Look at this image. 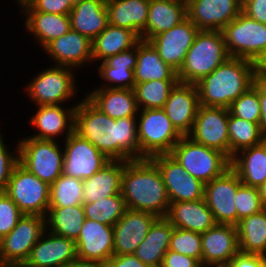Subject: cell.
Masks as SVG:
<instances>
[{
  "label": "cell",
  "mask_w": 266,
  "mask_h": 267,
  "mask_svg": "<svg viewBox=\"0 0 266 267\" xmlns=\"http://www.w3.org/2000/svg\"><path fill=\"white\" fill-rule=\"evenodd\" d=\"M163 267H202L194 258L168 250L164 255Z\"/></svg>",
  "instance_id": "50"
},
{
  "label": "cell",
  "mask_w": 266,
  "mask_h": 267,
  "mask_svg": "<svg viewBox=\"0 0 266 267\" xmlns=\"http://www.w3.org/2000/svg\"><path fill=\"white\" fill-rule=\"evenodd\" d=\"M226 50L230 57L254 61L266 48V24L241 12L222 29Z\"/></svg>",
  "instance_id": "10"
},
{
  "label": "cell",
  "mask_w": 266,
  "mask_h": 267,
  "mask_svg": "<svg viewBox=\"0 0 266 267\" xmlns=\"http://www.w3.org/2000/svg\"><path fill=\"white\" fill-rule=\"evenodd\" d=\"M24 214L5 193L0 192V240L8 235Z\"/></svg>",
  "instance_id": "46"
},
{
  "label": "cell",
  "mask_w": 266,
  "mask_h": 267,
  "mask_svg": "<svg viewBox=\"0 0 266 267\" xmlns=\"http://www.w3.org/2000/svg\"><path fill=\"white\" fill-rule=\"evenodd\" d=\"M242 184L258 188L266 180V141L243 149L231 159Z\"/></svg>",
  "instance_id": "33"
},
{
  "label": "cell",
  "mask_w": 266,
  "mask_h": 267,
  "mask_svg": "<svg viewBox=\"0 0 266 267\" xmlns=\"http://www.w3.org/2000/svg\"><path fill=\"white\" fill-rule=\"evenodd\" d=\"M157 218L150 212L127 209L113 226L114 255L134 254Z\"/></svg>",
  "instance_id": "22"
},
{
  "label": "cell",
  "mask_w": 266,
  "mask_h": 267,
  "mask_svg": "<svg viewBox=\"0 0 266 267\" xmlns=\"http://www.w3.org/2000/svg\"><path fill=\"white\" fill-rule=\"evenodd\" d=\"M67 267H105L104 263L97 261H87L81 259H75Z\"/></svg>",
  "instance_id": "55"
},
{
  "label": "cell",
  "mask_w": 266,
  "mask_h": 267,
  "mask_svg": "<svg viewBox=\"0 0 266 267\" xmlns=\"http://www.w3.org/2000/svg\"><path fill=\"white\" fill-rule=\"evenodd\" d=\"M136 62L137 44L128 50L108 57L98 66L99 73L97 74L104 82L97 88L133 89Z\"/></svg>",
  "instance_id": "25"
},
{
  "label": "cell",
  "mask_w": 266,
  "mask_h": 267,
  "mask_svg": "<svg viewBox=\"0 0 266 267\" xmlns=\"http://www.w3.org/2000/svg\"><path fill=\"white\" fill-rule=\"evenodd\" d=\"M121 195L127 209L166 217L170 201L162 175L149 158L126 161L121 179Z\"/></svg>",
  "instance_id": "2"
},
{
  "label": "cell",
  "mask_w": 266,
  "mask_h": 267,
  "mask_svg": "<svg viewBox=\"0 0 266 267\" xmlns=\"http://www.w3.org/2000/svg\"><path fill=\"white\" fill-rule=\"evenodd\" d=\"M229 57L222 31L199 30L177 73L178 82L196 84Z\"/></svg>",
  "instance_id": "4"
},
{
  "label": "cell",
  "mask_w": 266,
  "mask_h": 267,
  "mask_svg": "<svg viewBox=\"0 0 266 267\" xmlns=\"http://www.w3.org/2000/svg\"><path fill=\"white\" fill-rule=\"evenodd\" d=\"M85 220L83 205L49 207L45 216L46 230L76 241Z\"/></svg>",
  "instance_id": "38"
},
{
  "label": "cell",
  "mask_w": 266,
  "mask_h": 267,
  "mask_svg": "<svg viewBox=\"0 0 266 267\" xmlns=\"http://www.w3.org/2000/svg\"><path fill=\"white\" fill-rule=\"evenodd\" d=\"M229 108L200 105L191 133L194 142L221 151L230 159Z\"/></svg>",
  "instance_id": "12"
},
{
  "label": "cell",
  "mask_w": 266,
  "mask_h": 267,
  "mask_svg": "<svg viewBox=\"0 0 266 267\" xmlns=\"http://www.w3.org/2000/svg\"><path fill=\"white\" fill-rule=\"evenodd\" d=\"M173 228L165 217H158L134 255L148 267L161 266L164 255L169 250Z\"/></svg>",
  "instance_id": "32"
},
{
  "label": "cell",
  "mask_w": 266,
  "mask_h": 267,
  "mask_svg": "<svg viewBox=\"0 0 266 267\" xmlns=\"http://www.w3.org/2000/svg\"><path fill=\"white\" fill-rule=\"evenodd\" d=\"M83 209L85 219L114 226L127 211V206L122 195L117 194L97 202L84 203Z\"/></svg>",
  "instance_id": "42"
},
{
  "label": "cell",
  "mask_w": 266,
  "mask_h": 267,
  "mask_svg": "<svg viewBox=\"0 0 266 267\" xmlns=\"http://www.w3.org/2000/svg\"><path fill=\"white\" fill-rule=\"evenodd\" d=\"M105 267H148L134 254L113 255L106 262Z\"/></svg>",
  "instance_id": "52"
},
{
  "label": "cell",
  "mask_w": 266,
  "mask_h": 267,
  "mask_svg": "<svg viewBox=\"0 0 266 267\" xmlns=\"http://www.w3.org/2000/svg\"><path fill=\"white\" fill-rule=\"evenodd\" d=\"M136 118H139L137 119L139 159L170 154L172 148L183 137L163 109H141Z\"/></svg>",
  "instance_id": "6"
},
{
  "label": "cell",
  "mask_w": 266,
  "mask_h": 267,
  "mask_svg": "<svg viewBox=\"0 0 266 267\" xmlns=\"http://www.w3.org/2000/svg\"><path fill=\"white\" fill-rule=\"evenodd\" d=\"M169 250L196 259L202 265L201 233L173 228Z\"/></svg>",
  "instance_id": "43"
},
{
  "label": "cell",
  "mask_w": 266,
  "mask_h": 267,
  "mask_svg": "<svg viewBox=\"0 0 266 267\" xmlns=\"http://www.w3.org/2000/svg\"><path fill=\"white\" fill-rule=\"evenodd\" d=\"M43 50L56 63L53 65L82 69L87 62L93 63L92 41L72 29L48 43Z\"/></svg>",
  "instance_id": "23"
},
{
  "label": "cell",
  "mask_w": 266,
  "mask_h": 267,
  "mask_svg": "<svg viewBox=\"0 0 266 267\" xmlns=\"http://www.w3.org/2000/svg\"><path fill=\"white\" fill-rule=\"evenodd\" d=\"M253 68L256 78L266 79V48L253 61Z\"/></svg>",
  "instance_id": "54"
},
{
  "label": "cell",
  "mask_w": 266,
  "mask_h": 267,
  "mask_svg": "<svg viewBox=\"0 0 266 267\" xmlns=\"http://www.w3.org/2000/svg\"><path fill=\"white\" fill-rule=\"evenodd\" d=\"M62 174L80 180L91 178L110 160L88 140L73 132L65 140Z\"/></svg>",
  "instance_id": "13"
},
{
  "label": "cell",
  "mask_w": 266,
  "mask_h": 267,
  "mask_svg": "<svg viewBox=\"0 0 266 267\" xmlns=\"http://www.w3.org/2000/svg\"><path fill=\"white\" fill-rule=\"evenodd\" d=\"M170 155L191 176L204 184L221 176L231 167V160L221 151L194 142L183 136L172 148Z\"/></svg>",
  "instance_id": "5"
},
{
  "label": "cell",
  "mask_w": 266,
  "mask_h": 267,
  "mask_svg": "<svg viewBox=\"0 0 266 267\" xmlns=\"http://www.w3.org/2000/svg\"><path fill=\"white\" fill-rule=\"evenodd\" d=\"M186 12L199 30L222 31L242 9L239 0H186Z\"/></svg>",
  "instance_id": "17"
},
{
  "label": "cell",
  "mask_w": 266,
  "mask_h": 267,
  "mask_svg": "<svg viewBox=\"0 0 266 267\" xmlns=\"http://www.w3.org/2000/svg\"><path fill=\"white\" fill-rule=\"evenodd\" d=\"M76 104L68 109L62 105H41L37 106L35 114L29 118L31 126H34L39 133L35 132L32 138L41 140H56V137L63 136L66 139L74 132Z\"/></svg>",
  "instance_id": "24"
},
{
  "label": "cell",
  "mask_w": 266,
  "mask_h": 267,
  "mask_svg": "<svg viewBox=\"0 0 266 267\" xmlns=\"http://www.w3.org/2000/svg\"><path fill=\"white\" fill-rule=\"evenodd\" d=\"M16 1L15 3L19 4V7H23L24 5L29 4L32 0H14Z\"/></svg>",
  "instance_id": "57"
},
{
  "label": "cell",
  "mask_w": 266,
  "mask_h": 267,
  "mask_svg": "<svg viewBox=\"0 0 266 267\" xmlns=\"http://www.w3.org/2000/svg\"><path fill=\"white\" fill-rule=\"evenodd\" d=\"M5 193L24 215L46 216L50 185L28 172L19 163L12 171Z\"/></svg>",
  "instance_id": "9"
},
{
  "label": "cell",
  "mask_w": 266,
  "mask_h": 267,
  "mask_svg": "<svg viewBox=\"0 0 266 267\" xmlns=\"http://www.w3.org/2000/svg\"><path fill=\"white\" fill-rule=\"evenodd\" d=\"M72 8L68 0H32L21 7L20 11L69 15Z\"/></svg>",
  "instance_id": "48"
},
{
  "label": "cell",
  "mask_w": 266,
  "mask_h": 267,
  "mask_svg": "<svg viewBox=\"0 0 266 267\" xmlns=\"http://www.w3.org/2000/svg\"><path fill=\"white\" fill-rule=\"evenodd\" d=\"M178 80H152L135 83L133 91L139 110L163 109L171 89Z\"/></svg>",
  "instance_id": "40"
},
{
  "label": "cell",
  "mask_w": 266,
  "mask_h": 267,
  "mask_svg": "<svg viewBox=\"0 0 266 267\" xmlns=\"http://www.w3.org/2000/svg\"><path fill=\"white\" fill-rule=\"evenodd\" d=\"M1 132V131H0ZM7 144L0 133V192H5L8 181L11 177L14 167L19 163L18 143L15 147V154L8 151Z\"/></svg>",
  "instance_id": "47"
},
{
  "label": "cell",
  "mask_w": 266,
  "mask_h": 267,
  "mask_svg": "<svg viewBox=\"0 0 266 267\" xmlns=\"http://www.w3.org/2000/svg\"><path fill=\"white\" fill-rule=\"evenodd\" d=\"M126 161L110 160L91 178L83 180V204L121 194V179Z\"/></svg>",
  "instance_id": "29"
},
{
  "label": "cell",
  "mask_w": 266,
  "mask_h": 267,
  "mask_svg": "<svg viewBox=\"0 0 266 267\" xmlns=\"http://www.w3.org/2000/svg\"><path fill=\"white\" fill-rule=\"evenodd\" d=\"M229 111L237 118L259 123L261 106L258 91L251 86L245 93L232 102Z\"/></svg>",
  "instance_id": "44"
},
{
  "label": "cell",
  "mask_w": 266,
  "mask_h": 267,
  "mask_svg": "<svg viewBox=\"0 0 266 267\" xmlns=\"http://www.w3.org/2000/svg\"><path fill=\"white\" fill-rule=\"evenodd\" d=\"M165 218L176 228L199 233L216 224L204 199L170 203Z\"/></svg>",
  "instance_id": "26"
},
{
  "label": "cell",
  "mask_w": 266,
  "mask_h": 267,
  "mask_svg": "<svg viewBox=\"0 0 266 267\" xmlns=\"http://www.w3.org/2000/svg\"><path fill=\"white\" fill-rule=\"evenodd\" d=\"M200 106L196 84L177 82L171 89L163 110L182 136H188L193 128Z\"/></svg>",
  "instance_id": "20"
},
{
  "label": "cell",
  "mask_w": 266,
  "mask_h": 267,
  "mask_svg": "<svg viewBox=\"0 0 266 267\" xmlns=\"http://www.w3.org/2000/svg\"><path fill=\"white\" fill-rule=\"evenodd\" d=\"M140 40L134 31L108 24L92 41V60L102 62L134 47Z\"/></svg>",
  "instance_id": "36"
},
{
  "label": "cell",
  "mask_w": 266,
  "mask_h": 267,
  "mask_svg": "<svg viewBox=\"0 0 266 267\" xmlns=\"http://www.w3.org/2000/svg\"><path fill=\"white\" fill-rule=\"evenodd\" d=\"M83 205V180L61 174L51 185L49 207Z\"/></svg>",
  "instance_id": "41"
},
{
  "label": "cell",
  "mask_w": 266,
  "mask_h": 267,
  "mask_svg": "<svg viewBox=\"0 0 266 267\" xmlns=\"http://www.w3.org/2000/svg\"><path fill=\"white\" fill-rule=\"evenodd\" d=\"M86 97L112 119L137 117L139 112L133 89L95 88Z\"/></svg>",
  "instance_id": "27"
},
{
  "label": "cell",
  "mask_w": 266,
  "mask_h": 267,
  "mask_svg": "<svg viewBox=\"0 0 266 267\" xmlns=\"http://www.w3.org/2000/svg\"><path fill=\"white\" fill-rule=\"evenodd\" d=\"M255 79L252 61L229 57L196 83L200 105L229 108L253 85Z\"/></svg>",
  "instance_id": "3"
},
{
  "label": "cell",
  "mask_w": 266,
  "mask_h": 267,
  "mask_svg": "<svg viewBox=\"0 0 266 267\" xmlns=\"http://www.w3.org/2000/svg\"><path fill=\"white\" fill-rule=\"evenodd\" d=\"M74 132L88 140L109 160L139 159L137 118L112 119L86 96L75 110Z\"/></svg>",
  "instance_id": "1"
},
{
  "label": "cell",
  "mask_w": 266,
  "mask_h": 267,
  "mask_svg": "<svg viewBox=\"0 0 266 267\" xmlns=\"http://www.w3.org/2000/svg\"><path fill=\"white\" fill-rule=\"evenodd\" d=\"M252 86L258 91L259 94L261 106L259 127L262 138L266 141V79L256 78Z\"/></svg>",
  "instance_id": "51"
},
{
  "label": "cell",
  "mask_w": 266,
  "mask_h": 267,
  "mask_svg": "<svg viewBox=\"0 0 266 267\" xmlns=\"http://www.w3.org/2000/svg\"><path fill=\"white\" fill-rule=\"evenodd\" d=\"M77 258L75 241L45 230L22 267H67Z\"/></svg>",
  "instance_id": "19"
},
{
  "label": "cell",
  "mask_w": 266,
  "mask_h": 267,
  "mask_svg": "<svg viewBox=\"0 0 266 267\" xmlns=\"http://www.w3.org/2000/svg\"><path fill=\"white\" fill-rule=\"evenodd\" d=\"M69 18L72 30L93 41L109 24L106 0H82Z\"/></svg>",
  "instance_id": "30"
},
{
  "label": "cell",
  "mask_w": 266,
  "mask_h": 267,
  "mask_svg": "<svg viewBox=\"0 0 266 267\" xmlns=\"http://www.w3.org/2000/svg\"><path fill=\"white\" fill-rule=\"evenodd\" d=\"M228 131L230 139V160L239 151L260 144L263 141L259 123L237 118L230 111Z\"/></svg>",
  "instance_id": "39"
},
{
  "label": "cell",
  "mask_w": 266,
  "mask_h": 267,
  "mask_svg": "<svg viewBox=\"0 0 266 267\" xmlns=\"http://www.w3.org/2000/svg\"><path fill=\"white\" fill-rule=\"evenodd\" d=\"M187 17L184 0H150L146 29L141 40L149 41L159 33L167 31Z\"/></svg>",
  "instance_id": "28"
},
{
  "label": "cell",
  "mask_w": 266,
  "mask_h": 267,
  "mask_svg": "<svg viewBox=\"0 0 266 267\" xmlns=\"http://www.w3.org/2000/svg\"><path fill=\"white\" fill-rule=\"evenodd\" d=\"M72 7L78 5L82 0H68Z\"/></svg>",
  "instance_id": "59"
},
{
  "label": "cell",
  "mask_w": 266,
  "mask_h": 267,
  "mask_svg": "<svg viewBox=\"0 0 266 267\" xmlns=\"http://www.w3.org/2000/svg\"><path fill=\"white\" fill-rule=\"evenodd\" d=\"M263 208L266 209V180L258 187Z\"/></svg>",
  "instance_id": "56"
},
{
  "label": "cell",
  "mask_w": 266,
  "mask_h": 267,
  "mask_svg": "<svg viewBox=\"0 0 266 267\" xmlns=\"http://www.w3.org/2000/svg\"><path fill=\"white\" fill-rule=\"evenodd\" d=\"M150 0H106L109 24L134 31L141 39Z\"/></svg>",
  "instance_id": "31"
},
{
  "label": "cell",
  "mask_w": 266,
  "mask_h": 267,
  "mask_svg": "<svg viewBox=\"0 0 266 267\" xmlns=\"http://www.w3.org/2000/svg\"><path fill=\"white\" fill-rule=\"evenodd\" d=\"M198 32V27L186 17L173 28L150 39L149 42L161 59L178 73Z\"/></svg>",
  "instance_id": "16"
},
{
  "label": "cell",
  "mask_w": 266,
  "mask_h": 267,
  "mask_svg": "<svg viewBox=\"0 0 266 267\" xmlns=\"http://www.w3.org/2000/svg\"><path fill=\"white\" fill-rule=\"evenodd\" d=\"M241 185L239 176L231 167L205 184L203 199L212 211L216 224L237 225L235 196Z\"/></svg>",
  "instance_id": "14"
},
{
  "label": "cell",
  "mask_w": 266,
  "mask_h": 267,
  "mask_svg": "<svg viewBox=\"0 0 266 267\" xmlns=\"http://www.w3.org/2000/svg\"><path fill=\"white\" fill-rule=\"evenodd\" d=\"M242 12L251 19L266 24V0H256L248 3Z\"/></svg>",
  "instance_id": "53"
},
{
  "label": "cell",
  "mask_w": 266,
  "mask_h": 267,
  "mask_svg": "<svg viewBox=\"0 0 266 267\" xmlns=\"http://www.w3.org/2000/svg\"><path fill=\"white\" fill-rule=\"evenodd\" d=\"M235 206L237 210V224L243 218L261 212L264 208L258 188L242 184L236 192Z\"/></svg>",
  "instance_id": "45"
},
{
  "label": "cell",
  "mask_w": 266,
  "mask_h": 267,
  "mask_svg": "<svg viewBox=\"0 0 266 267\" xmlns=\"http://www.w3.org/2000/svg\"><path fill=\"white\" fill-rule=\"evenodd\" d=\"M45 230V217L24 215L14 229L0 240V264L23 265Z\"/></svg>",
  "instance_id": "11"
},
{
  "label": "cell",
  "mask_w": 266,
  "mask_h": 267,
  "mask_svg": "<svg viewBox=\"0 0 266 267\" xmlns=\"http://www.w3.org/2000/svg\"><path fill=\"white\" fill-rule=\"evenodd\" d=\"M225 267H266V256L238 252Z\"/></svg>",
  "instance_id": "49"
},
{
  "label": "cell",
  "mask_w": 266,
  "mask_h": 267,
  "mask_svg": "<svg viewBox=\"0 0 266 267\" xmlns=\"http://www.w3.org/2000/svg\"><path fill=\"white\" fill-rule=\"evenodd\" d=\"M252 1H256V0H239V4L241 9H243L248 3L252 2Z\"/></svg>",
  "instance_id": "58"
},
{
  "label": "cell",
  "mask_w": 266,
  "mask_h": 267,
  "mask_svg": "<svg viewBox=\"0 0 266 267\" xmlns=\"http://www.w3.org/2000/svg\"><path fill=\"white\" fill-rule=\"evenodd\" d=\"M0 267H22V265H1Z\"/></svg>",
  "instance_id": "60"
},
{
  "label": "cell",
  "mask_w": 266,
  "mask_h": 267,
  "mask_svg": "<svg viewBox=\"0 0 266 267\" xmlns=\"http://www.w3.org/2000/svg\"><path fill=\"white\" fill-rule=\"evenodd\" d=\"M236 228L239 252L266 256V209L243 218Z\"/></svg>",
  "instance_id": "37"
},
{
  "label": "cell",
  "mask_w": 266,
  "mask_h": 267,
  "mask_svg": "<svg viewBox=\"0 0 266 267\" xmlns=\"http://www.w3.org/2000/svg\"><path fill=\"white\" fill-rule=\"evenodd\" d=\"M75 243L78 259L104 263L114 255L113 226L85 219Z\"/></svg>",
  "instance_id": "21"
},
{
  "label": "cell",
  "mask_w": 266,
  "mask_h": 267,
  "mask_svg": "<svg viewBox=\"0 0 266 267\" xmlns=\"http://www.w3.org/2000/svg\"><path fill=\"white\" fill-rule=\"evenodd\" d=\"M18 142L19 164L40 180L51 185L61 174L64 150L58 140H41L30 136Z\"/></svg>",
  "instance_id": "8"
},
{
  "label": "cell",
  "mask_w": 266,
  "mask_h": 267,
  "mask_svg": "<svg viewBox=\"0 0 266 267\" xmlns=\"http://www.w3.org/2000/svg\"><path fill=\"white\" fill-rule=\"evenodd\" d=\"M26 31L35 36L43 49L48 43L66 34L71 29L69 15L45 12H23Z\"/></svg>",
  "instance_id": "34"
},
{
  "label": "cell",
  "mask_w": 266,
  "mask_h": 267,
  "mask_svg": "<svg viewBox=\"0 0 266 267\" xmlns=\"http://www.w3.org/2000/svg\"><path fill=\"white\" fill-rule=\"evenodd\" d=\"M66 66L52 65L32 78L25 86L27 97L37 106L62 105L78 92L74 69Z\"/></svg>",
  "instance_id": "7"
},
{
  "label": "cell",
  "mask_w": 266,
  "mask_h": 267,
  "mask_svg": "<svg viewBox=\"0 0 266 267\" xmlns=\"http://www.w3.org/2000/svg\"><path fill=\"white\" fill-rule=\"evenodd\" d=\"M150 159L162 175L170 203L204 198L205 184L191 176L170 154L156 155Z\"/></svg>",
  "instance_id": "15"
},
{
  "label": "cell",
  "mask_w": 266,
  "mask_h": 267,
  "mask_svg": "<svg viewBox=\"0 0 266 267\" xmlns=\"http://www.w3.org/2000/svg\"><path fill=\"white\" fill-rule=\"evenodd\" d=\"M202 267H225L239 252L235 225L215 224L201 233Z\"/></svg>",
  "instance_id": "18"
},
{
  "label": "cell",
  "mask_w": 266,
  "mask_h": 267,
  "mask_svg": "<svg viewBox=\"0 0 266 267\" xmlns=\"http://www.w3.org/2000/svg\"><path fill=\"white\" fill-rule=\"evenodd\" d=\"M135 83L152 80H178L177 72L167 65L149 41L137 43V62L134 70Z\"/></svg>",
  "instance_id": "35"
}]
</instances>
